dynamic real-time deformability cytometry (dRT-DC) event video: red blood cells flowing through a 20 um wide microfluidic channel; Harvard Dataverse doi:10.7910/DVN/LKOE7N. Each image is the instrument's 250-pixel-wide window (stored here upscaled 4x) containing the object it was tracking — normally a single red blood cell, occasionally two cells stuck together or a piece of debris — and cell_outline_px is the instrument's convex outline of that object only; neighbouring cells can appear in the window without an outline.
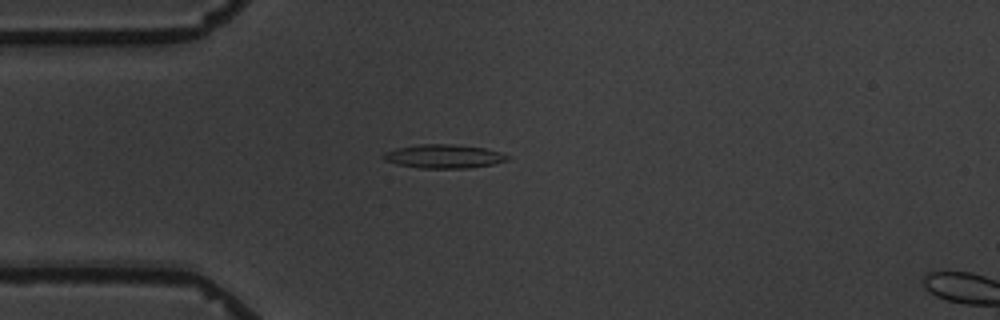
{"species": "common noctule bat (a hibernating species)", "species_latin": "Nyctalus noctula", "temperature_condition": "warm", "stored_images_in_passage": 1, "camera_frame_rate_fps": 3000, "um_per_image_px": 0.085, "animal": {"sex": "male", "body_mass_g": 19.5, "forearm_length_mm": 54.6}, "frame": {"image": 1, "passage_image": 1, "time_ms": 0.0, "image_size_px": [1000, 320], "cell_outline_px": [[508, 160], [492, 164], [468, 168], [420, 168], [396, 164], [384, 160], [380, 156], [384, 152], [396, 148], [420, 144], [452, 144], [484, 148], [500, 152], [508, 156]], "centroid_in_image_um": [37.66, 13.29], "position_along_channel_um": 47.3, "area_um2": 17.11}}